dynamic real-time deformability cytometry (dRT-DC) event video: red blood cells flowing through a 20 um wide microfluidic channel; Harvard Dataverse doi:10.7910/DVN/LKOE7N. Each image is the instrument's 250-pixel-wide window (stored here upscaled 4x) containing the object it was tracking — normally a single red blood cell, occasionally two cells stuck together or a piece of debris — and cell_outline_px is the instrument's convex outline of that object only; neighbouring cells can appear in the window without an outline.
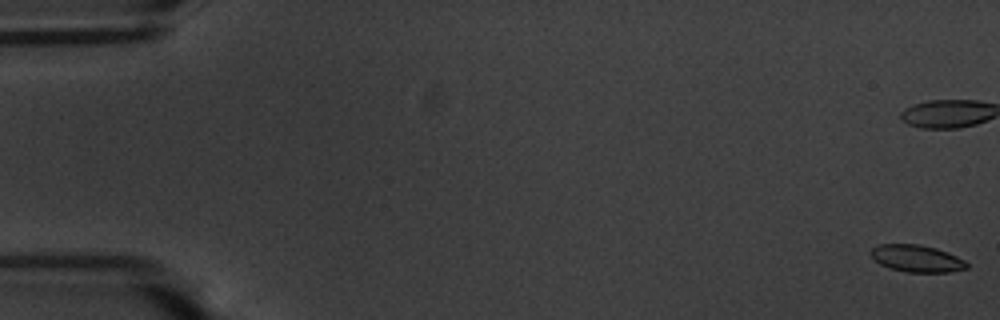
{"species": "common noctule bat (a hibernating species)", "species_latin": "Nyctalus noctula", "temperature_condition": "warm", "stored_images_in_passage": 59, "camera_frame_rate_fps": 3000, "um_per_image_px": 0.085, "animal": {"sex": "male", "body_mass_g": 20.1, "forearm_length_mm": 53.5}, "frame": {"image": 1, "passage_image": 1, "time_ms": 0.0, "image_size_px": [1000, 320], "cell_outline_px": [[968, 268], [948, 272], [904, 272], [888, 268], [880, 264], [868, 252], [872, 248], [880, 244], [920, 244], [936, 248], [948, 252], [964, 260], [968, 264]], "centroid_in_image_um": [77.91, 21.97], "position_along_channel_um": 7.1, "area_um2": 15.2}}
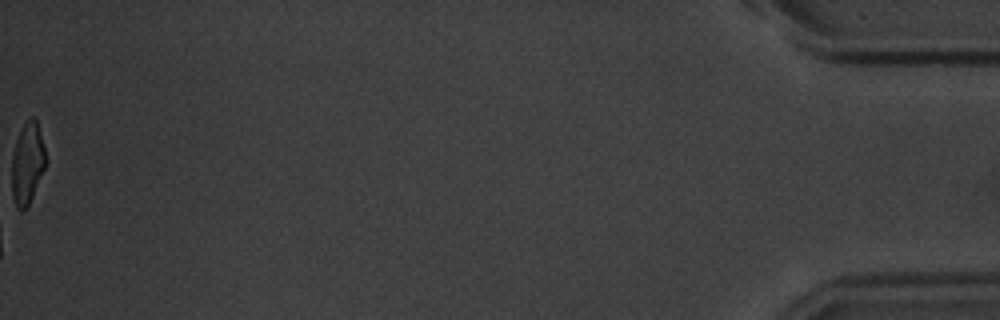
{"frame": {"image": 2, "passage_image": 59, "time_ms": 19.333, "image_size_px": [1000, 320], "cell_outline_px": [[48, 160], [28, 208], [24, 212], [20, 212], [16, 208], [12, 196], [12, 152], [16, 140], [28, 116], [36, 116]], "centroid_in_image_um": [2.34, 13.9], "position_along_channel_um": 432.9, "area_um2": 16.7}, "authors_computed_cell_mechanics": {"area_um2": 15.606, "velocity_mm_per_s": 3.5618, "shape_relaxation_time_tau1_ms": 2.1296, "shape_relaxation_time_tau2_ms": 2.2426, "deformation_change_tau1": 0.0751, "deformation_change_tau2": 0.0445}}